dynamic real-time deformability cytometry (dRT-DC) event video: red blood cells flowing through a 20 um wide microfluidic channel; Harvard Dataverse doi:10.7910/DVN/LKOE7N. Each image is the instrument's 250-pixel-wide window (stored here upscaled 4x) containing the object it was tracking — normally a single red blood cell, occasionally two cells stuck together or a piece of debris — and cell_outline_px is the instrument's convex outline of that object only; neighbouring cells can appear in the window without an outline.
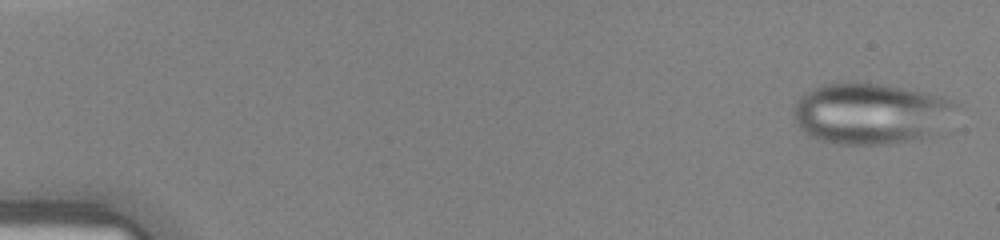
{"species": "human", "species_latin": "Homo sapiens", "temperature_condition": "warm", "stored_images_in_passage": 12, "camera_frame_rate_fps": 3000, "um_per_image_px": 0.085, "donor": {"sex": "female"}, "frame": {"image": 1, "passage_image": 1, "time_ms": 0.0, "image_size_px": [1000, 240], "cell_outline_px": [[964, 104], [952, 132], [940, 136], [884, 144], [836, 144], [820, 140], [808, 136], [796, 124], [792, 116], [796, 104], [800, 96], [812, 88], [820, 84], [832, 80], [856, 80], [900, 88], [940, 96]], "centroid_in_image_um": [74.2, 9.65], "position_along_channel_um": 10.8, "area_um2": 60.92}}